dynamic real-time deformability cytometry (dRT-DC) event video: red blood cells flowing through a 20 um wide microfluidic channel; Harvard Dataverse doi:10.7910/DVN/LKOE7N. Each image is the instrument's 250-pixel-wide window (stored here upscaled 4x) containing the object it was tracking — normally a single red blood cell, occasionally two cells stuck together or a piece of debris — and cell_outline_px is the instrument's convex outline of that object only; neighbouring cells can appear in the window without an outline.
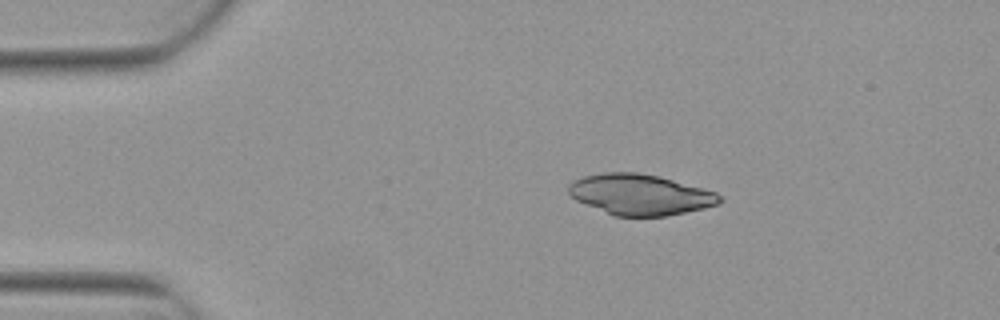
{"species": "Egyptian fruit bat (a non-hibernating species)", "species_latin": "Rousettus aegyptiacus", "temperature_condition": "warm", "stored_images_in_passage": 4, "camera_frame_rate_fps": 3000, "um_per_image_px": 0.085, "animal": {"sex": "female"}, "frame": {"image": 1, "passage_image": 1, "time_ms": 0.0, "image_size_px": [1000, 320], "cell_outline_px": [[724, 200], [720, 204], [704, 208], [668, 216], [616, 216], [576, 200], [568, 192], [568, 184], [584, 176], [604, 172], [640, 172], [660, 176], [704, 188], [716, 192]], "centroid_in_image_um": [54.46, 16.53], "position_along_channel_um": 30.5, "area_um2": 35.89}}